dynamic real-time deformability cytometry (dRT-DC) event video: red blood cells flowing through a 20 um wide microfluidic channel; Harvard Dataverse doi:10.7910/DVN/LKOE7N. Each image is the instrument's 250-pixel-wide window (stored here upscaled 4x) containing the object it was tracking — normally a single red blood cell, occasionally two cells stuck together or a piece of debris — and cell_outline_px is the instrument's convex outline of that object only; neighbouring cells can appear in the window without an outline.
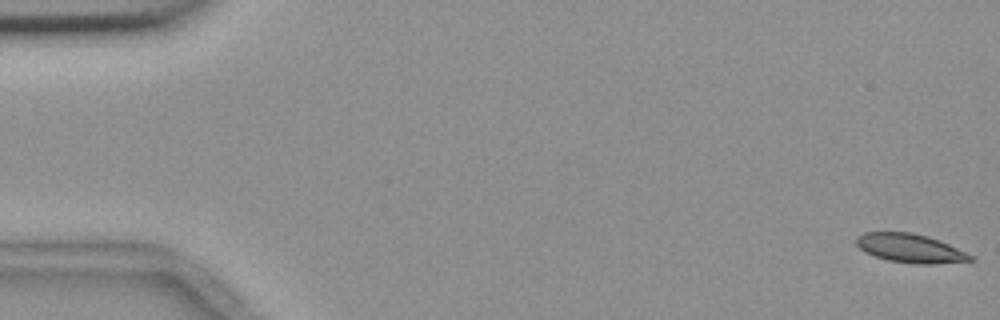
{"species": "common noctule bat (a hibernating species)", "species_latin": "Nyctalus noctula", "temperature_condition": "room temperature", "stored_images_in_passage": 57, "camera_frame_rate_fps": 3000, "um_per_image_px": 0.085, "animal": {"sex": "female", "body_mass_g": 18.4}, "frame": {"image": 1, "passage_image": 1, "time_ms": 0.0, "image_size_px": [1000, 320], "cell_outline_px": [[976, 260], [936, 264], [916, 264], [888, 260], [864, 252], [856, 244], [856, 236], [864, 232], [912, 232], [928, 236], [940, 240], [972, 256]], "centroid_in_image_um": [77.35, 21.09], "position_along_channel_um": 7.7, "area_um2": 19.13}}
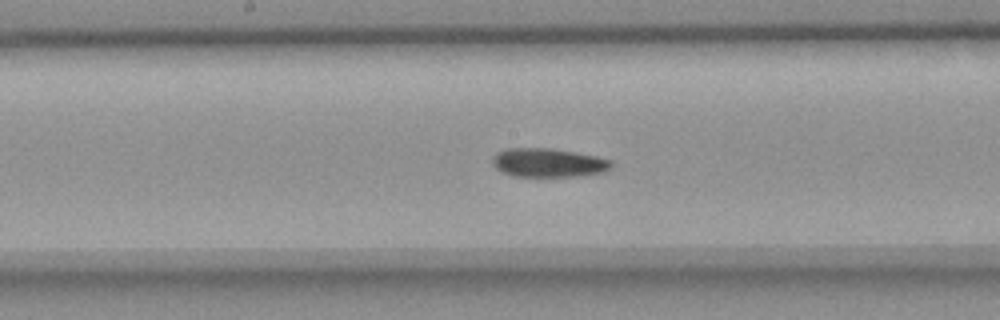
{"frame": {"image": 2, "passage_image": 29, "time_ms": 9.333, "image_size_px": [1000, 320], "cell_outline_px": [[612, 168], [604, 172], [584, 176], [512, 176], [500, 172], [492, 164], [492, 156], [496, 152], [504, 148], [552, 148], [596, 156], [612, 160]], "centroid_in_image_um": [46.59, 13.83], "position_along_channel_um": 201.6, "area_um2": 20.29}}
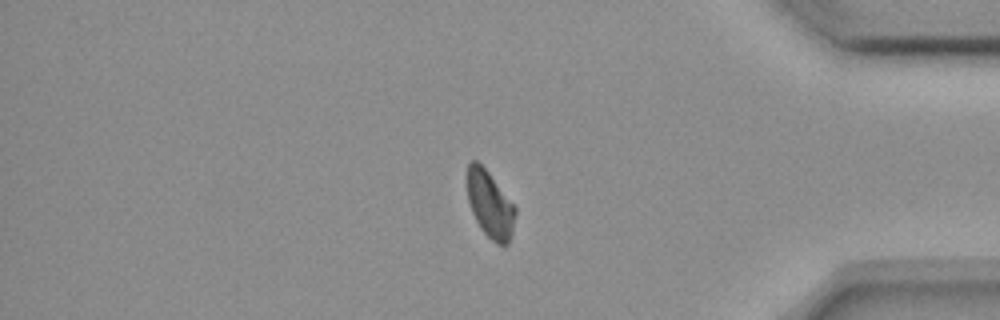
{"frame": {"image": 3, "passage_image": 47, "time_ms": 15.333, "image_size_px": [1000, 320], "cell_outline_px": [[516, 212], [512, 232], [508, 244], [496, 244], [480, 228], [472, 212], [468, 200], [468, 164], [472, 160], [476, 160], [488, 172], [516, 208]], "centroid_in_image_um": [41.65, 17.4], "position_along_channel_um": 393.5, "area_um2": 18.26}, "authors_computed_cell_mechanics": {"area_um2": 19.8254, "velocity_mm_per_s": 3.6558, "shape_relaxation_time_tau1_ms": 3.9745, "shape_relaxation_time_tau2_ms": 4.9223, "deformation_change_tau1": 0.114, "deformation_change_tau2": 0.1036}}